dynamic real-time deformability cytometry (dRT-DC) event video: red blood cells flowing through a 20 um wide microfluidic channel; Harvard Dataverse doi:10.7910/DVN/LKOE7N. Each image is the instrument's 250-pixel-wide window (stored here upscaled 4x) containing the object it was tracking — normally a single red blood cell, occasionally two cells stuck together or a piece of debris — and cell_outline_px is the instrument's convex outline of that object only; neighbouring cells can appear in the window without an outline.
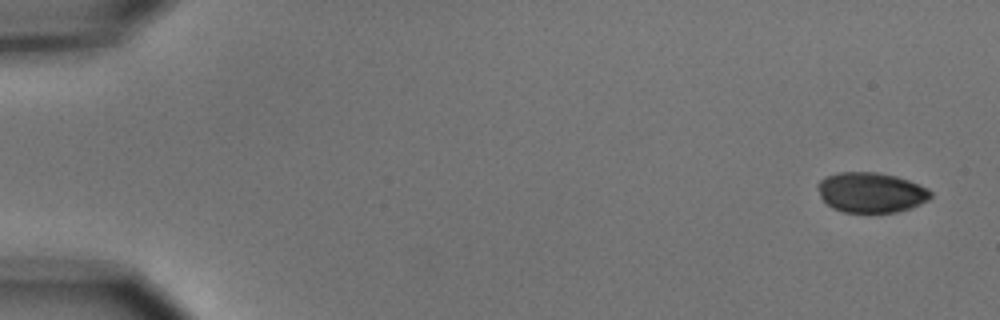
{"species": "common noctule bat (a hibernating species)", "species_latin": "Nyctalus noctula", "temperature_condition": "cold", "stored_images_in_passage": 5, "camera_frame_rate_fps": 3000, "um_per_image_px": 0.085, "animal": {"sex": "male", "body_mass_g": 15.6}, "frame": {"image": 1, "passage_image": 1, "time_ms": 0.0, "image_size_px": [1000, 320], "cell_outline_px": [[932, 196], [928, 200], [920, 204], [896, 212], [844, 212], [832, 208], [820, 196], [816, 188], [816, 184], [824, 176], [840, 172], [876, 172], [896, 176], [908, 180], [928, 188], [932, 192]], "centroid_in_image_um": [74.01, 16.35], "position_along_channel_um": 11.0, "area_um2": 26.47}}
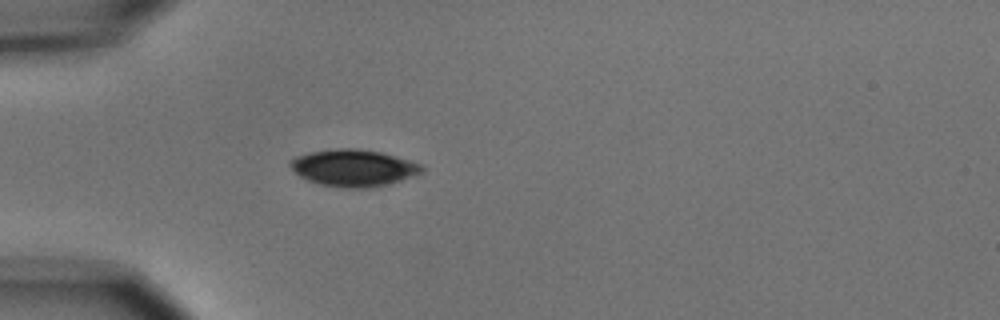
{"frame": {"image": 2, "passage_image": 5, "time_ms": 4.667, "image_size_px": [1000, 320], "cell_outline_px": [[424, 172], [388, 184], [368, 188], [344, 188], [320, 184], [308, 180], [300, 176], [288, 164], [288, 160], [296, 156], [312, 152], [336, 148], [360, 148], [380, 152], [412, 160], [424, 164]], "centroid_in_image_um": [30.08, 14.26], "position_along_channel_um": 54.9, "area_um2": 28.44}}